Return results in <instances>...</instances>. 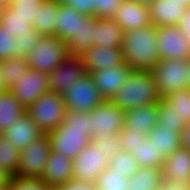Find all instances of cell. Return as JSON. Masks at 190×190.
<instances>
[{"instance_id": "cell-47", "label": "cell", "mask_w": 190, "mask_h": 190, "mask_svg": "<svg viewBox=\"0 0 190 190\" xmlns=\"http://www.w3.org/2000/svg\"><path fill=\"white\" fill-rule=\"evenodd\" d=\"M160 190H190V185L177 183L176 181L163 180Z\"/></svg>"}, {"instance_id": "cell-52", "label": "cell", "mask_w": 190, "mask_h": 190, "mask_svg": "<svg viewBox=\"0 0 190 190\" xmlns=\"http://www.w3.org/2000/svg\"><path fill=\"white\" fill-rule=\"evenodd\" d=\"M187 85L190 89V57L187 59Z\"/></svg>"}, {"instance_id": "cell-8", "label": "cell", "mask_w": 190, "mask_h": 190, "mask_svg": "<svg viewBox=\"0 0 190 190\" xmlns=\"http://www.w3.org/2000/svg\"><path fill=\"white\" fill-rule=\"evenodd\" d=\"M62 96L67 110L83 113L92 111L105 101L88 73L73 82Z\"/></svg>"}, {"instance_id": "cell-5", "label": "cell", "mask_w": 190, "mask_h": 190, "mask_svg": "<svg viewBox=\"0 0 190 190\" xmlns=\"http://www.w3.org/2000/svg\"><path fill=\"white\" fill-rule=\"evenodd\" d=\"M117 150H105L92 141L73 159L72 178L84 182H94L109 166L110 159Z\"/></svg>"}, {"instance_id": "cell-3", "label": "cell", "mask_w": 190, "mask_h": 190, "mask_svg": "<svg viewBox=\"0 0 190 190\" xmlns=\"http://www.w3.org/2000/svg\"><path fill=\"white\" fill-rule=\"evenodd\" d=\"M110 101L127 111L142 105H158L161 98L150 71L133 70Z\"/></svg>"}, {"instance_id": "cell-44", "label": "cell", "mask_w": 190, "mask_h": 190, "mask_svg": "<svg viewBox=\"0 0 190 190\" xmlns=\"http://www.w3.org/2000/svg\"><path fill=\"white\" fill-rule=\"evenodd\" d=\"M57 190H96L94 182H84L74 178L60 184L56 187Z\"/></svg>"}, {"instance_id": "cell-42", "label": "cell", "mask_w": 190, "mask_h": 190, "mask_svg": "<svg viewBox=\"0 0 190 190\" xmlns=\"http://www.w3.org/2000/svg\"><path fill=\"white\" fill-rule=\"evenodd\" d=\"M124 0H92L94 15L103 18H113Z\"/></svg>"}, {"instance_id": "cell-1", "label": "cell", "mask_w": 190, "mask_h": 190, "mask_svg": "<svg viewBox=\"0 0 190 190\" xmlns=\"http://www.w3.org/2000/svg\"><path fill=\"white\" fill-rule=\"evenodd\" d=\"M91 112L66 110L62 124L47 133L51 151L74 159L91 141Z\"/></svg>"}, {"instance_id": "cell-11", "label": "cell", "mask_w": 190, "mask_h": 190, "mask_svg": "<svg viewBox=\"0 0 190 190\" xmlns=\"http://www.w3.org/2000/svg\"><path fill=\"white\" fill-rule=\"evenodd\" d=\"M157 48L160 60L190 57V40L175 25L157 28Z\"/></svg>"}, {"instance_id": "cell-20", "label": "cell", "mask_w": 190, "mask_h": 190, "mask_svg": "<svg viewBox=\"0 0 190 190\" xmlns=\"http://www.w3.org/2000/svg\"><path fill=\"white\" fill-rule=\"evenodd\" d=\"M98 17L95 15H85L80 19V28L74 36H69L64 42L67 45L68 56L79 57L92 46L95 45L94 40V24Z\"/></svg>"}, {"instance_id": "cell-23", "label": "cell", "mask_w": 190, "mask_h": 190, "mask_svg": "<svg viewBox=\"0 0 190 190\" xmlns=\"http://www.w3.org/2000/svg\"><path fill=\"white\" fill-rule=\"evenodd\" d=\"M123 30L113 18L98 17L94 24V46L121 48Z\"/></svg>"}, {"instance_id": "cell-48", "label": "cell", "mask_w": 190, "mask_h": 190, "mask_svg": "<svg viewBox=\"0 0 190 190\" xmlns=\"http://www.w3.org/2000/svg\"><path fill=\"white\" fill-rule=\"evenodd\" d=\"M182 146L190 150V122L186 124L182 133Z\"/></svg>"}, {"instance_id": "cell-9", "label": "cell", "mask_w": 190, "mask_h": 190, "mask_svg": "<svg viewBox=\"0 0 190 190\" xmlns=\"http://www.w3.org/2000/svg\"><path fill=\"white\" fill-rule=\"evenodd\" d=\"M51 152V143L47 134L20 150L19 167L16 176L23 178H41Z\"/></svg>"}, {"instance_id": "cell-22", "label": "cell", "mask_w": 190, "mask_h": 190, "mask_svg": "<svg viewBox=\"0 0 190 190\" xmlns=\"http://www.w3.org/2000/svg\"><path fill=\"white\" fill-rule=\"evenodd\" d=\"M158 105H142L125 111L124 126L131 131L141 132L144 135L158 124Z\"/></svg>"}, {"instance_id": "cell-31", "label": "cell", "mask_w": 190, "mask_h": 190, "mask_svg": "<svg viewBox=\"0 0 190 190\" xmlns=\"http://www.w3.org/2000/svg\"><path fill=\"white\" fill-rule=\"evenodd\" d=\"M20 150L0 135V167L9 176H15L19 167Z\"/></svg>"}, {"instance_id": "cell-29", "label": "cell", "mask_w": 190, "mask_h": 190, "mask_svg": "<svg viewBox=\"0 0 190 190\" xmlns=\"http://www.w3.org/2000/svg\"><path fill=\"white\" fill-rule=\"evenodd\" d=\"M2 72V84L10 89L18 82V79L28 71L29 65L26 58L11 57L0 63Z\"/></svg>"}, {"instance_id": "cell-54", "label": "cell", "mask_w": 190, "mask_h": 190, "mask_svg": "<svg viewBox=\"0 0 190 190\" xmlns=\"http://www.w3.org/2000/svg\"><path fill=\"white\" fill-rule=\"evenodd\" d=\"M175 1H181V3L187 8H190V0H175Z\"/></svg>"}, {"instance_id": "cell-17", "label": "cell", "mask_w": 190, "mask_h": 190, "mask_svg": "<svg viewBox=\"0 0 190 190\" xmlns=\"http://www.w3.org/2000/svg\"><path fill=\"white\" fill-rule=\"evenodd\" d=\"M151 24L161 26H178L187 8L181 1L155 0L148 6Z\"/></svg>"}, {"instance_id": "cell-21", "label": "cell", "mask_w": 190, "mask_h": 190, "mask_svg": "<svg viewBox=\"0 0 190 190\" xmlns=\"http://www.w3.org/2000/svg\"><path fill=\"white\" fill-rule=\"evenodd\" d=\"M2 135L19 150L37 140L43 133L25 113L22 117L6 129Z\"/></svg>"}, {"instance_id": "cell-12", "label": "cell", "mask_w": 190, "mask_h": 190, "mask_svg": "<svg viewBox=\"0 0 190 190\" xmlns=\"http://www.w3.org/2000/svg\"><path fill=\"white\" fill-rule=\"evenodd\" d=\"M48 78L49 74L29 68L8 90L27 109L44 93L49 92Z\"/></svg>"}, {"instance_id": "cell-37", "label": "cell", "mask_w": 190, "mask_h": 190, "mask_svg": "<svg viewBox=\"0 0 190 190\" xmlns=\"http://www.w3.org/2000/svg\"><path fill=\"white\" fill-rule=\"evenodd\" d=\"M3 190H50L41 178L10 176Z\"/></svg>"}, {"instance_id": "cell-7", "label": "cell", "mask_w": 190, "mask_h": 190, "mask_svg": "<svg viewBox=\"0 0 190 190\" xmlns=\"http://www.w3.org/2000/svg\"><path fill=\"white\" fill-rule=\"evenodd\" d=\"M160 98L188 88L187 85V59H164L150 71Z\"/></svg>"}, {"instance_id": "cell-6", "label": "cell", "mask_w": 190, "mask_h": 190, "mask_svg": "<svg viewBox=\"0 0 190 190\" xmlns=\"http://www.w3.org/2000/svg\"><path fill=\"white\" fill-rule=\"evenodd\" d=\"M68 57L65 42L55 35H42L26 58L29 68L49 74Z\"/></svg>"}, {"instance_id": "cell-33", "label": "cell", "mask_w": 190, "mask_h": 190, "mask_svg": "<svg viewBox=\"0 0 190 190\" xmlns=\"http://www.w3.org/2000/svg\"><path fill=\"white\" fill-rule=\"evenodd\" d=\"M0 25L14 35L15 38L25 35L33 29V24L30 21L16 16L10 7L3 10Z\"/></svg>"}, {"instance_id": "cell-10", "label": "cell", "mask_w": 190, "mask_h": 190, "mask_svg": "<svg viewBox=\"0 0 190 190\" xmlns=\"http://www.w3.org/2000/svg\"><path fill=\"white\" fill-rule=\"evenodd\" d=\"M91 112V139L115 136L124 128L125 111L105 100Z\"/></svg>"}, {"instance_id": "cell-24", "label": "cell", "mask_w": 190, "mask_h": 190, "mask_svg": "<svg viewBox=\"0 0 190 190\" xmlns=\"http://www.w3.org/2000/svg\"><path fill=\"white\" fill-rule=\"evenodd\" d=\"M147 138L164 158L182 146L181 133L175 132L173 129L162 128L159 124L148 133Z\"/></svg>"}, {"instance_id": "cell-55", "label": "cell", "mask_w": 190, "mask_h": 190, "mask_svg": "<svg viewBox=\"0 0 190 190\" xmlns=\"http://www.w3.org/2000/svg\"><path fill=\"white\" fill-rule=\"evenodd\" d=\"M2 12H3V10H2V9H0V20H1V15H2Z\"/></svg>"}, {"instance_id": "cell-50", "label": "cell", "mask_w": 190, "mask_h": 190, "mask_svg": "<svg viewBox=\"0 0 190 190\" xmlns=\"http://www.w3.org/2000/svg\"><path fill=\"white\" fill-rule=\"evenodd\" d=\"M12 0H0V9L4 10L11 6Z\"/></svg>"}, {"instance_id": "cell-15", "label": "cell", "mask_w": 190, "mask_h": 190, "mask_svg": "<svg viewBox=\"0 0 190 190\" xmlns=\"http://www.w3.org/2000/svg\"><path fill=\"white\" fill-rule=\"evenodd\" d=\"M113 20L120 25L123 32L152 25L148 7L133 0H124L121 7L116 11Z\"/></svg>"}, {"instance_id": "cell-18", "label": "cell", "mask_w": 190, "mask_h": 190, "mask_svg": "<svg viewBox=\"0 0 190 190\" xmlns=\"http://www.w3.org/2000/svg\"><path fill=\"white\" fill-rule=\"evenodd\" d=\"M87 71L104 70L123 63L121 48H106L104 46H92L81 57Z\"/></svg>"}, {"instance_id": "cell-53", "label": "cell", "mask_w": 190, "mask_h": 190, "mask_svg": "<svg viewBox=\"0 0 190 190\" xmlns=\"http://www.w3.org/2000/svg\"><path fill=\"white\" fill-rule=\"evenodd\" d=\"M1 63V61H0ZM2 72H1V67H0V91H5V90H8L3 84H2Z\"/></svg>"}, {"instance_id": "cell-26", "label": "cell", "mask_w": 190, "mask_h": 190, "mask_svg": "<svg viewBox=\"0 0 190 190\" xmlns=\"http://www.w3.org/2000/svg\"><path fill=\"white\" fill-rule=\"evenodd\" d=\"M26 113V108L9 90L0 91V132L13 126Z\"/></svg>"}, {"instance_id": "cell-34", "label": "cell", "mask_w": 190, "mask_h": 190, "mask_svg": "<svg viewBox=\"0 0 190 190\" xmlns=\"http://www.w3.org/2000/svg\"><path fill=\"white\" fill-rule=\"evenodd\" d=\"M129 178L107 167L95 181L96 190H128Z\"/></svg>"}, {"instance_id": "cell-14", "label": "cell", "mask_w": 190, "mask_h": 190, "mask_svg": "<svg viewBox=\"0 0 190 190\" xmlns=\"http://www.w3.org/2000/svg\"><path fill=\"white\" fill-rule=\"evenodd\" d=\"M133 70L123 62L115 67L89 72L99 93L105 100L110 101L114 94L124 85Z\"/></svg>"}, {"instance_id": "cell-51", "label": "cell", "mask_w": 190, "mask_h": 190, "mask_svg": "<svg viewBox=\"0 0 190 190\" xmlns=\"http://www.w3.org/2000/svg\"><path fill=\"white\" fill-rule=\"evenodd\" d=\"M134 2L148 7L151 3H153L155 0H133Z\"/></svg>"}, {"instance_id": "cell-49", "label": "cell", "mask_w": 190, "mask_h": 190, "mask_svg": "<svg viewBox=\"0 0 190 190\" xmlns=\"http://www.w3.org/2000/svg\"><path fill=\"white\" fill-rule=\"evenodd\" d=\"M10 176L0 167V189H3L8 182Z\"/></svg>"}, {"instance_id": "cell-36", "label": "cell", "mask_w": 190, "mask_h": 190, "mask_svg": "<svg viewBox=\"0 0 190 190\" xmlns=\"http://www.w3.org/2000/svg\"><path fill=\"white\" fill-rule=\"evenodd\" d=\"M158 124L162 128L173 129V131L182 133L186 127V122L175 112L170 109L162 100L158 104Z\"/></svg>"}, {"instance_id": "cell-43", "label": "cell", "mask_w": 190, "mask_h": 190, "mask_svg": "<svg viewBox=\"0 0 190 190\" xmlns=\"http://www.w3.org/2000/svg\"><path fill=\"white\" fill-rule=\"evenodd\" d=\"M92 142L95 145H100L101 148L105 150H117L121 151L122 146H121V140L116 134L115 136H110V137H96L92 139Z\"/></svg>"}, {"instance_id": "cell-4", "label": "cell", "mask_w": 190, "mask_h": 190, "mask_svg": "<svg viewBox=\"0 0 190 190\" xmlns=\"http://www.w3.org/2000/svg\"><path fill=\"white\" fill-rule=\"evenodd\" d=\"M66 110L62 95L47 92L26 109V114L43 134H47L62 124Z\"/></svg>"}, {"instance_id": "cell-27", "label": "cell", "mask_w": 190, "mask_h": 190, "mask_svg": "<svg viewBox=\"0 0 190 190\" xmlns=\"http://www.w3.org/2000/svg\"><path fill=\"white\" fill-rule=\"evenodd\" d=\"M58 2L44 0L38 8L33 29L42 35H55Z\"/></svg>"}, {"instance_id": "cell-32", "label": "cell", "mask_w": 190, "mask_h": 190, "mask_svg": "<svg viewBox=\"0 0 190 190\" xmlns=\"http://www.w3.org/2000/svg\"><path fill=\"white\" fill-rule=\"evenodd\" d=\"M170 109L175 112L186 123L190 122V89L185 88L170 94L168 97L161 99Z\"/></svg>"}, {"instance_id": "cell-40", "label": "cell", "mask_w": 190, "mask_h": 190, "mask_svg": "<svg viewBox=\"0 0 190 190\" xmlns=\"http://www.w3.org/2000/svg\"><path fill=\"white\" fill-rule=\"evenodd\" d=\"M121 140L122 150L125 152H131L136 149L140 144L145 143L147 135L141 132L131 131L126 126L118 133Z\"/></svg>"}, {"instance_id": "cell-35", "label": "cell", "mask_w": 190, "mask_h": 190, "mask_svg": "<svg viewBox=\"0 0 190 190\" xmlns=\"http://www.w3.org/2000/svg\"><path fill=\"white\" fill-rule=\"evenodd\" d=\"M109 167H111L113 171L119 172L127 178H131L140 168L132 153L123 150L117 151L112 155Z\"/></svg>"}, {"instance_id": "cell-28", "label": "cell", "mask_w": 190, "mask_h": 190, "mask_svg": "<svg viewBox=\"0 0 190 190\" xmlns=\"http://www.w3.org/2000/svg\"><path fill=\"white\" fill-rule=\"evenodd\" d=\"M162 182L163 175L161 169L140 167L129 178L128 190H160Z\"/></svg>"}, {"instance_id": "cell-38", "label": "cell", "mask_w": 190, "mask_h": 190, "mask_svg": "<svg viewBox=\"0 0 190 190\" xmlns=\"http://www.w3.org/2000/svg\"><path fill=\"white\" fill-rule=\"evenodd\" d=\"M44 0H12L10 8L14 14L33 23L36 19L38 8Z\"/></svg>"}, {"instance_id": "cell-39", "label": "cell", "mask_w": 190, "mask_h": 190, "mask_svg": "<svg viewBox=\"0 0 190 190\" xmlns=\"http://www.w3.org/2000/svg\"><path fill=\"white\" fill-rule=\"evenodd\" d=\"M11 57H18V41L0 25V61Z\"/></svg>"}, {"instance_id": "cell-41", "label": "cell", "mask_w": 190, "mask_h": 190, "mask_svg": "<svg viewBox=\"0 0 190 190\" xmlns=\"http://www.w3.org/2000/svg\"><path fill=\"white\" fill-rule=\"evenodd\" d=\"M41 37L42 34L32 29L25 35L15 38L18 41V57L27 58Z\"/></svg>"}, {"instance_id": "cell-45", "label": "cell", "mask_w": 190, "mask_h": 190, "mask_svg": "<svg viewBox=\"0 0 190 190\" xmlns=\"http://www.w3.org/2000/svg\"><path fill=\"white\" fill-rule=\"evenodd\" d=\"M60 3L69 6L85 15H94L92 0H61Z\"/></svg>"}, {"instance_id": "cell-25", "label": "cell", "mask_w": 190, "mask_h": 190, "mask_svg": "<svg viewBox=\"0 0 190 190\" xmlns=\"http://www.w3.org/2000/svg\"><path fill=\"white\" fill-rule=\"evenodd\" d=\"M85 16L75 9L58 2L55 36L65 41L69 36H74L80 28V19Z\"/></svg>"}, {"instance_id": "cell-13", "label": "cell", "mask_w": 190, "mask_h": 190, "mask_svg": "<svg viewBox=\"0 0 190 190\" xmlns=\"http://www.w3.org/2000/svg\"><path fill=\"white\" fill-rule=\"evenodd\" d=\"M87 74L81 58L68 56L49 73V92L63 95L69 86Z\"/></svg>"}, {"instance_id": "cell-2", "label": "cell", "mask_w": 190, "mask_h": 190, "mask_svg": "<svg viewBox=\"0 0 190 190\" xmlns=\"http://www.w3.org/2000/svg\"><path fill=\"white\" fill-rule=\"evenodd\" d=\"M123 62L134 71H151L160 61L157 48V27L129 30L123 33Z\"/></svg>"}, {"instance_id": "cell-46", "label": "cell", "mask_w": 190, "mask_h": 190, "mask_svg": "<svg viewBox=\"0 0 190 190\" xmlns=\"http://www.w3.org/2000/svg\"><path fill=\"white\" fill-rule=\"evenodd\" d=\"M178 27L184 35L190 40V8L187 9L181 17Z\"/></svg>"}, {"instance_id": "cell-16", "label": "cell", "mask_w": 190, "mask_h": 190, "mask_svg": "<svg viewBox=\"0 0 190 190\" xmlns=\"http://www.w3.org/2000/svg\"><path fill=\"white\" fill-rule=\"evenodd\" d=\"M163 180L190 185V150L181 146L169 154L162 165Z\"/></svg>"}, {"instance_id": "cell-30", "label": "cell", "mask_w": 190, "mask_h": 190, "mask_svg": "<svg viewBox=\"0 0 190 190\" xmlns=\"http://www.w3.org/2000/svg\"><path fill=\"white\" fill-rule=\"evenodd\" d=\"M130 153H132L140 167L158 168L162 170L165 158L163 155L159 154L154 145L148 141V138L145 139V143L140 144Z\"/></svg>"}, {"instance_id": "cell-19", "label": "cell", "mask_w": 190, "mask_h": 190, "mask_svg": "<svg viewBox=\"0 0 190 190\" xmlns=\"http://www.w3.org/2000/svg\"><path fill=\"white\" fill-rule=\"evenodd\" d=\"M73 159L51 151L45 164L41 179L50 187L56 188L73 175Z\"/></svg>"}]
</instances>
